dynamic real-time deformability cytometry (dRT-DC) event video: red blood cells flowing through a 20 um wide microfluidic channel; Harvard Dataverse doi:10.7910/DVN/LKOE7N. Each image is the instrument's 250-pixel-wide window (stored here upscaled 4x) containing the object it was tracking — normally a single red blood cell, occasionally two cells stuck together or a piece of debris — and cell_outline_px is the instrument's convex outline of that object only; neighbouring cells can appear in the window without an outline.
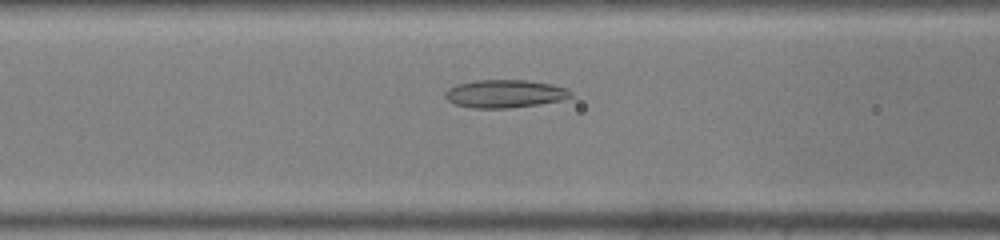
{"species": "common noctule bat (a hibernating species)", "species_latin": "Nyctalus noctula", "temperature_condition": "warm", "stored_images_in_passage": 33, "camera_frame_rate_fps": 3000, "um_per_image_px": 0.085, "animal": {"sex": "male", "body_mass_g": 19.0, "forearm_length_mm": 50.8}, "frame": {"image": 1, "passage_image": 7, "time_ms": 2.0, "image_size_px": [1000, 240], "cell_outline_px": [[576, 96], [564, 100], [540, 104], [508, 108], [472, 108], [456, 104], [448, 100], [444, 96], [444, 92], [448, 88], [456, 84], [476, 80], [528, 80], [552, 84], [568, 88]], "centroid_in_image_um": [42.96, 7.96], "position_along_channel_um": 123.6, "area_um2": 20.81}}
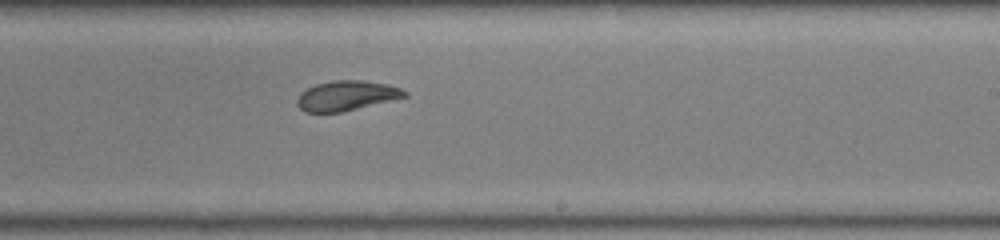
{"frame": {"image": 2, "passage_image": 16, "time_ms": 5.0, "image_size_px": [1000, 240], "cell_outline_px": [[408, 96], [340, 112], [304, 112], [296, 104], [296, 100], [300, 92], [316, 84], [332, 80], [364, 80], [388, 84], [400, 88], [408, 92]], "centroid_in_image_um": [29.43, 8.12], "position_along_channel_um": 259.6, "area_um2": 18.67}}
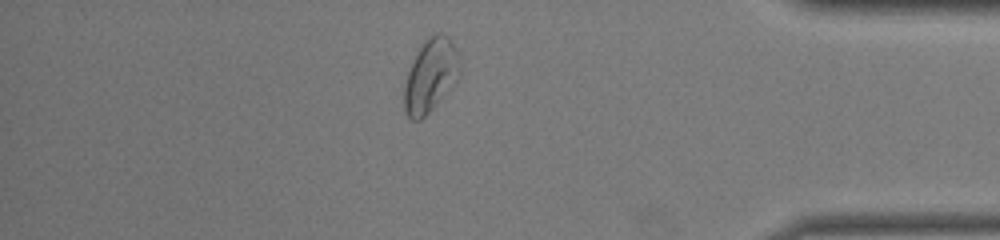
{"frame": {"image": 3, "passage_image": 27, "time_ms": 8.667, "image_size_px": [1000, 240], "cell_outline_px": [[460, 72], [432, 108], [420, 120], [412, 120], [408, 116], [404, 108], [404, 88], [408, 72], [420, 48], [428, 36], [436, 32], [444, 32], [452, 40], [460, 56]], "centroid_in_image_um": [36.6, 6.35], "position_along_channel_um": 398.6, "area_um2": 23.06}}